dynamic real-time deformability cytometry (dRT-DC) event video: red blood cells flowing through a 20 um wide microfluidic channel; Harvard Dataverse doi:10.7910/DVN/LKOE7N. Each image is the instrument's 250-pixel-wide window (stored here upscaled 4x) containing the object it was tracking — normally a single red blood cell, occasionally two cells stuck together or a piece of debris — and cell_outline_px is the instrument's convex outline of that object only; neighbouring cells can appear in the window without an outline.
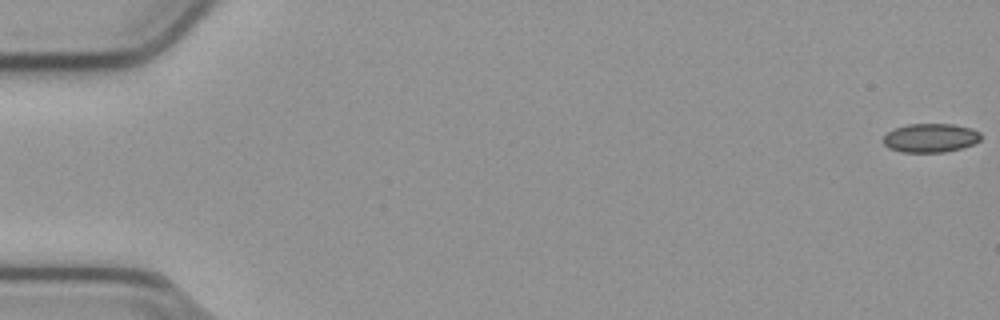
{"species": "common noctule bat (a hibernating species)", "species_latin": "Nyctalus noctula", "temperature_condition": "cold", "stored_images_in_passage": 55, "camera_frame_rate_fps": 3000, "um_per_image_px": 0.085, "animal": {"sex": "male", "body_mass_g": 23.1, "forearm_length_mm": 52.7}, "frame": {"image": 1, "passage_image": 1, "time_ms": 0.0, "image_size_px": [1000, 320], "cell_outline_px": [[980, 140], [976, 144], [944, 152], [900, 152], [888, 148], [880, 140], [892, 128], [908, 124], [956, 124], [972, 128], [980, 132]], "centroid_in_image_um": [79.07, 11.72], "position_along_channel_um": 5.9, "area_um2": 16.7}}
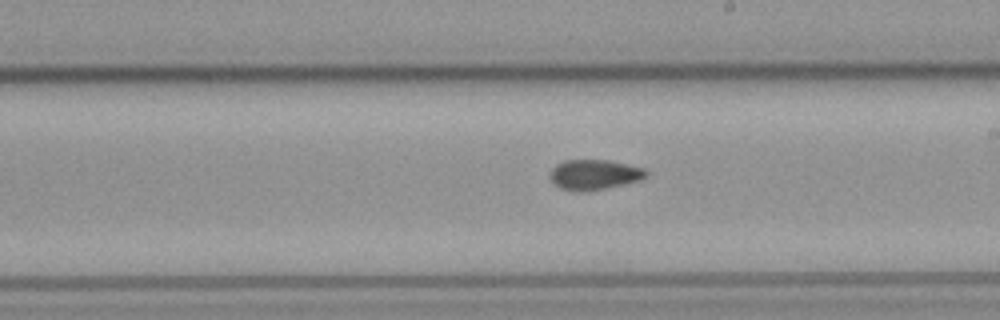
{"frame": {"image": 2, "passage_image": 32, "time_ms": 10.333, "image_size_px": [1000, 320], "cell_outline_px": [[648, 176], [640, 180], [608, 188], [584, 192], [576, 192], [560, 188], [552, 184], [548, 176], [548, 172], [556, 164], [564, 160], [608, 160], [644, 168], [648, 172]], "centroid_in_image_um": [50.46, 14.86], "position_along_channel_um": 238.5, "area_um2": 17.28}}
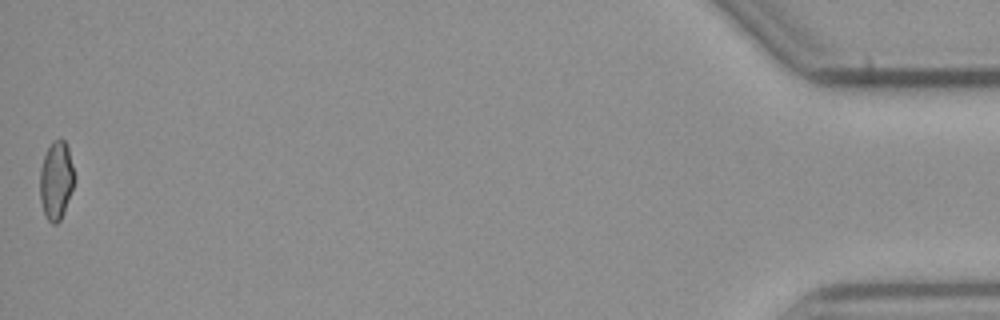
{"frame": {"image": 3, "passage_image": 55, "time_ms": 18.0, "image_size_px": [1000, 320], "cell_outline_px": [[76, 180], [60, 220], [56, 224], [52, 224], [48, 220], [44, 212], [40, 200], [40, 172], [44, 156], [52, 140], [60, 136], [64, 140], [68, 148], [76, 176]], "centroid_in_image_um": [4.79, 15.29], "position_along_channel_um": 430.4, "area_um2": 15.84}, "authors_computed_cell_mechanics": {"area_um2": 16.762, "velocity_mm_per_s": 3.8019, "shape_relaxation_time_tau1_ms": null, "shape_relaxation_time_tau2_ms": 2.6667, "deformation_change_tau1": null, "deformation_change_tau2": 0.06}}